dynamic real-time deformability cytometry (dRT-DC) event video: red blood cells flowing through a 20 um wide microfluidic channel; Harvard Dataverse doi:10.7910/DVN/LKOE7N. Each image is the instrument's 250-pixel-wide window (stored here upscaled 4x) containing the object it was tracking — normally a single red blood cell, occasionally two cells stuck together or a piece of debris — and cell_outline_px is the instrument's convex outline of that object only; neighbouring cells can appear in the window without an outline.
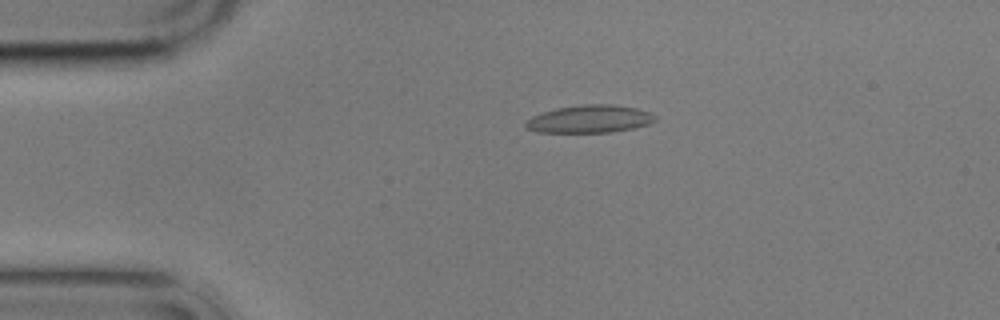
{"species": "common noctule bat (a hibernating species)", "species_latin": "Nyctalus noctula", "temperature_condition": "cold", "stored_images_in_passage": 9, "camera_frame_rate_fps": 3000, "um_per_image_px": 0.085, "animal": {"sex": "male", "body_mass_g": 17.9}, "frame": {"image": 1, "passage_image": 3, "time_ms": 2.667, "image_size_px": [1000, 320], "cell_outline_px": [[656, 120], [648, 124], [636, 128], [612, 132], [536, 132], [524, 128], [524, 124], [532, 116], [556, 108], [584, 104], [612, 104], [636, 108], [648, 112], [656, 116]], "centroid_in_image_um": [50.12, 10.12], "position_along_channel_um": 34.9, "area_um2": 20.92}}
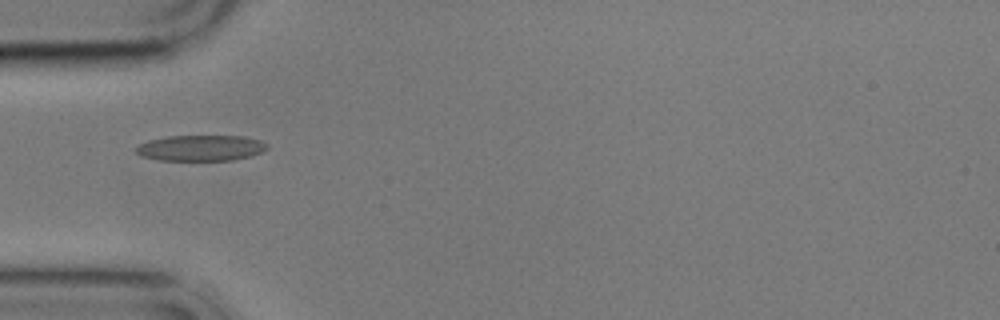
{"frame": {"image": 2, "passage_image": 4, "time_ms": 4.667, "image_size_px": [1000, 320], "cell_outline_px": [[268, 148], [252, 156], [232, 160], [160, 160], [140, 156], [136, 152], [136, 148], [140, 144], [148, 140], [168, 136], [244, 136], [260, 140], [268, 144]], "centroid_in_image_um": [17.08, 12.58], "position_along_channel_um": 67.9, "area_um2": 19.71}}
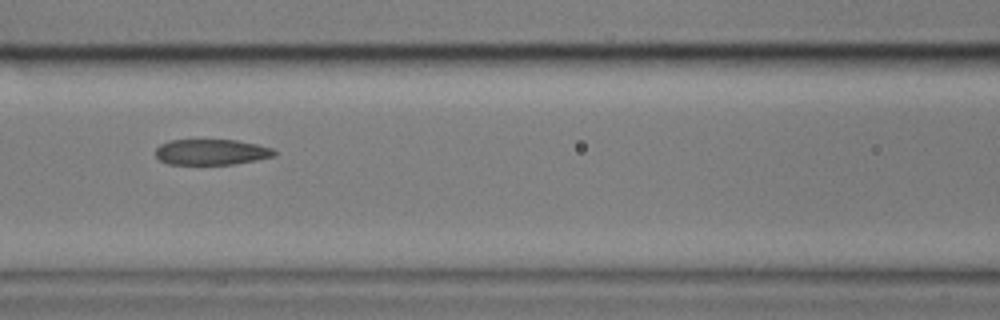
{"frame": {"image": 3, "passage_image": 6, "time_ms": 7.0, "image_size_px": [1000, 320], "cell_outline_px": [[276, 156], [256, 160], [232, 164], [168, 164], [160, 160], [156, 156], [156, 148], [160, 144], [168, 140], [236, 140], [256, 144], [272, 148], [276, 152]], "centroid_in_image_um": [17.96, 12.92], "position_along_channel_um": 148.6, "area_um2": 17.74}}